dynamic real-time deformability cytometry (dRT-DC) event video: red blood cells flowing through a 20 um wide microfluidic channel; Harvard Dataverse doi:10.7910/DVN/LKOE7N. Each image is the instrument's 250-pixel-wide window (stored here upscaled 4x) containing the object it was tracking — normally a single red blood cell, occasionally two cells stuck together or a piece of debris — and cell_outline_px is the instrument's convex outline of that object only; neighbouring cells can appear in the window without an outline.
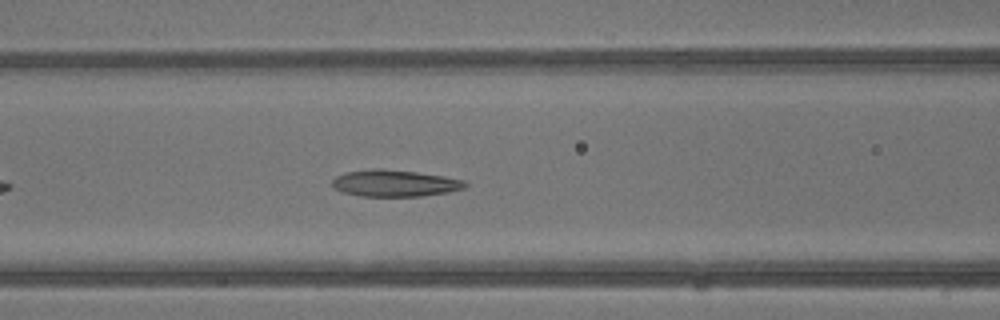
{"species": "common noctule bat (a hibernating species)", "species_latin": "Nyctalus noctula", "temperature_condition": "warm", "stored_images_in_passage": 24, "camera_frame_rate_fps": 3000, "um_per_image_px": 0.085, "animal": {"sex": "male", "body_mass_g": 13.3}, "frame": {"image": 1, "passage_image": 7, "time_ms": 2.0, "image_size_px": [1000, 320], "cell_outline_px": [[468, 184], [464, 188], [448, 192], [420, 196], [360, 196], [344, 192], [336, 188], [332, 184], [332, 180], [336, 176], [348, 172], [372, 168], [384, 168], [416, 172], [444, 176], [464, 180]], "centroid_in_image_um": [33.57, 15.56], "position_along_channel_um": 133.0, "area_um2": 20.58}}
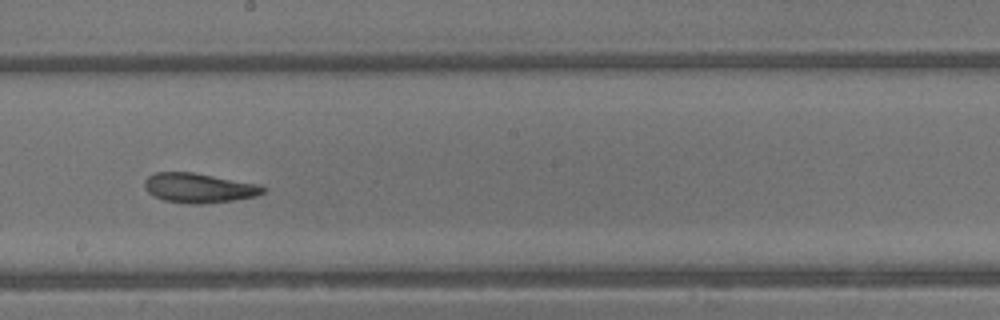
{"frame": {"image": 2, "passage_image": 13, "time_ms": 4.0, "image_size_px": [1000, 320], "cell_outline_px": [[264, 192], [256, 196], [232, 200], [204, 204], [188, 204], [164, 200], [148, 192], [144, 184], [144, 180], [148, 176], [156, 172], [192, 172], [260, 184], [264, 188]], "centroid_in_image_um": [16.9, 15.97], "position_along_channel_um": 231.3, "area_um2": 20.35}}
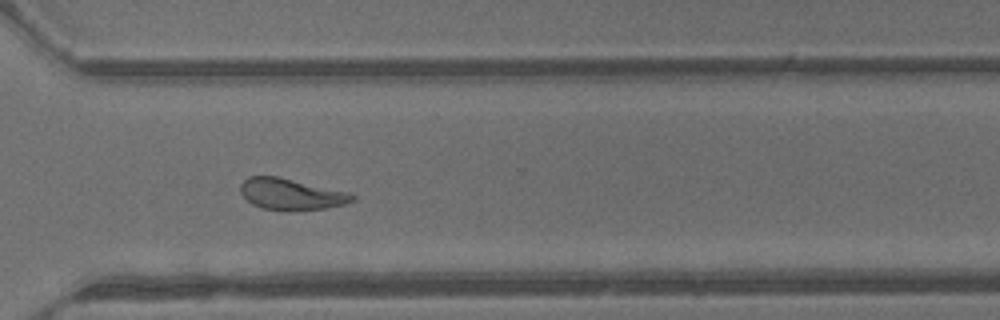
{"frame": {"image": 3, "passage_image": 20, "time_ms": 6.333, "image_size_px": [1000, 320], "cell_outline_px": [[356, 200], [344, 204], [324, 208], [292, 212], [264, 208], [252, 204], [240, 192], [240, 184], [248, 176], [276, 176], [348, 192], [356, 196]], "centroid_in_image_um": [24.74, 16.52], "position_along_channel_um": 345.9, "area_um2": 20.4}, "authors_computed_cell_mechanics": {"area_um2": 20.23, "velocity_mm_per_s": 4.916, "shape_relaxation_time_tau1_ms": null, "shape_relaxation_time_tau2_ms": 2.777, "deformation_change_tau1": null, "deformation_change_tau2": 0.1121}}